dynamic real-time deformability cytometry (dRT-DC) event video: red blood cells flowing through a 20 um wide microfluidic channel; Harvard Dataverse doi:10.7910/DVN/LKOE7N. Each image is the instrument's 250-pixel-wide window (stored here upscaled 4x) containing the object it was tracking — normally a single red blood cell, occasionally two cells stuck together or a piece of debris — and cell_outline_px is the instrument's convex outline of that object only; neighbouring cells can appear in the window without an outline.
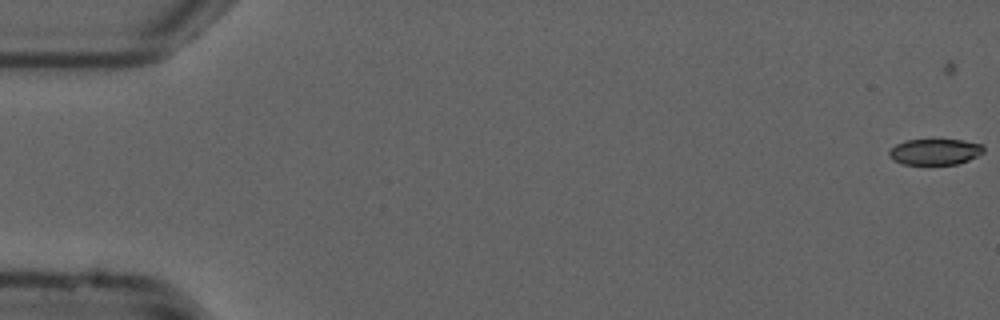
{"species": "common noctule bat (a hibernating species)", "species_latin": "Nyctalus noctula", "temperature_condition": "cold", "stored_images_in_passage": 24, "camera_frame_rate_fps": 3000, "um_per_image_px": 0.085, "animal": {"sex": "male", "forearm_length_mm": 52.5}, "frame": {"image": 1, "passage_image": 2, "time_ms": 0.333, "image_size_px": [1000, 320], "cell_outline_px": [[984, 152], [968, 160], [956, 164], [904, 164], [888, 156], [888, 152], [896, 144], [904, 140], [932, 136], [964, 140], [984, 144]], "centroid_in_image_um": [79.49, 12.82], "position_along_channel_um": 5.5, "area_um2": 15.09}}
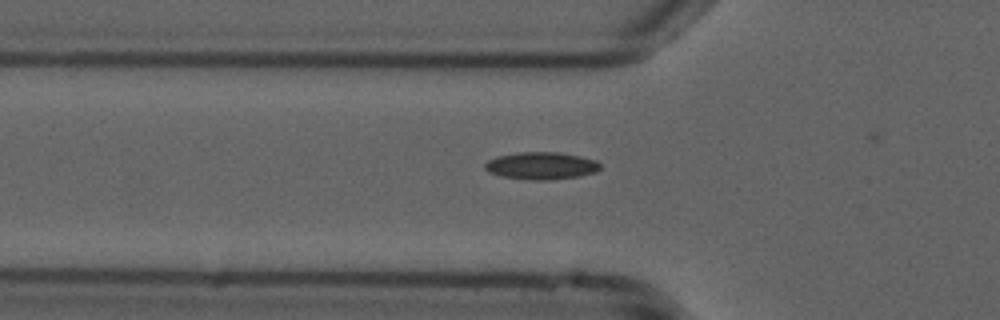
{"frame": {"image": 2, "passage_image": 20, "time_ms": 6.333, "image_size_px": [1000, 320], "cell_outline_px": [[600, 168], [596, 172], [580, 176], [548, 180], [532, 180], [504, 176], [488, 172], [484, 168], [484, 164], [488, 160], [496, 156], [520, 152], [560, 152], [580, 156], [596, 160], [600, 164]], "centroid_in_image_um": [46.01, 14.08], "position_along_channel_um": 79.8, "area_um2": 18.38}}
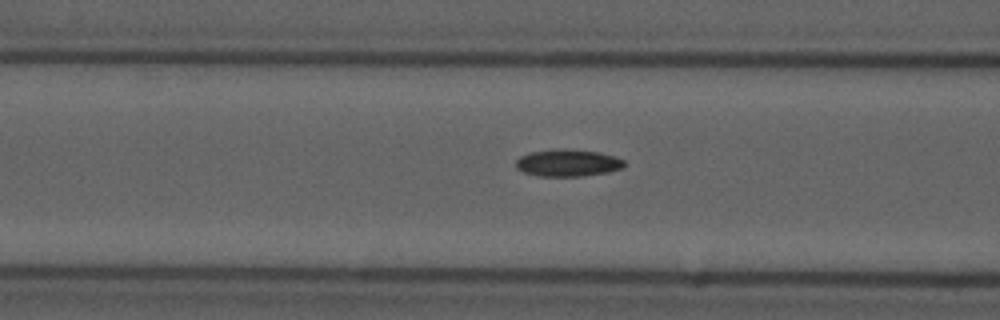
{"frame": {"image": 3, "passage_image": 23, "time_ms": 7.333, "image_size_px": [1000, 320], "cell_outline_px": [[628, 164], [624, 168], [608, 172], [584, 176], [540, 176], [524, 172], [516, 168], [516, 160], [520, 156], [532, 152], [564, 148], [600, 152], [616, 156], [624, 160]], "centroid_in_image_um": [48.33, 13.84], "position_along_channel_um": 118.3, "area_um2": 17.28}}